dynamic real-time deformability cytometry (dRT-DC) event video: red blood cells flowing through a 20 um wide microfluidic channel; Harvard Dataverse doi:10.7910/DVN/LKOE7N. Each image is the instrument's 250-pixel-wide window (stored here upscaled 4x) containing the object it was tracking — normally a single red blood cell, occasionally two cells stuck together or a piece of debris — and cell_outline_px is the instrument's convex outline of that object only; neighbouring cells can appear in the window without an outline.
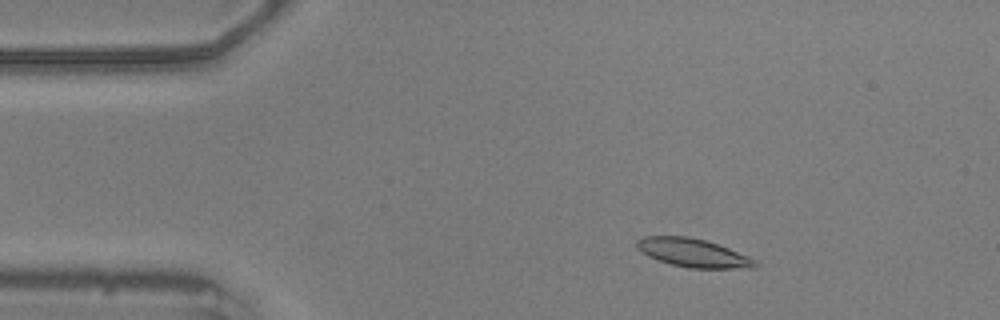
{"species": "common noctule bat (a hibernating species)", "species_latin": "Nyctalus noctula", "temperature_condition": "warm", "stored_images_in_passage": 15, "camera_frame_rate_fps": 3000, "um_per_image_px": 0.085, "animal": {"sex": "male", "body_mass_g": 20.5, "forearm_length_mm": 52.5}, "frame": {"image": 1, "passage_image": 7, "time_ms": 2.0, "image_size_px": [1000, 320], "cell_outline_px": [[760, 264], [756, 268], [688, 268], [672, 264], [648, 256], [636, 248], [636, 240], [644, 236], [688, 236], [704, 240], [728, 248], [748, 256], [756, 260]], "centroid_in_image_um": [58.92, 21.49], "position_along_channel_um": 26.1, "area_um2": 19.54}}
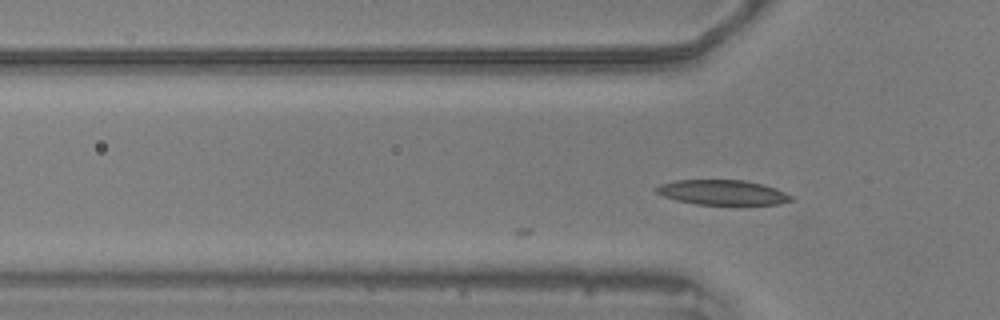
{"frame": {"image": 2, "passage_image": 15, "time_ms": 4.667, "image_size_px": [1000, 320], "cell_outline_px": [[796, 200], [780, 204], [696, 204], [676, 200], [664, 196], [656, 192], [656, 188], [660, 184], [676, 180], [744, 180], [776, 188], [792, 196]], "centroid_in_image_um": [61.44, 16.36], "position_along_channel_um": 64.4, "area_um2": 19.42}}